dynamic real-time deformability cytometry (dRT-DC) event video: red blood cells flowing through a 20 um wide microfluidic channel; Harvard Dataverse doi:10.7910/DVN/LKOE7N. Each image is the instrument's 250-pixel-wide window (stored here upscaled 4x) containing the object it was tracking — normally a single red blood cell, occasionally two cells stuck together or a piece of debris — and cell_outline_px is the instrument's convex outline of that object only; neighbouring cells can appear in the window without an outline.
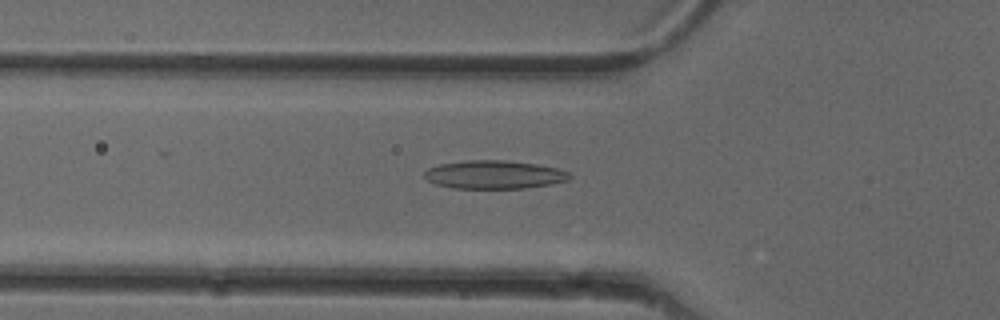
{"species": "common noctule bat (a hibernating species)", "species_latin": "Nyctalus noctula", "temperature_condition": "cold", "stored_images_in_passage": 26, "camera_frame_rate_fps": 3000, "um_per_image_px": 0.085, "animal": {"sex": "female"}, "frame": {"image": 1, "passage_image": 3, "time_ms": 0.667, "image_size_px": [1000, 320], "cell_outline_px": [[572, 176], [568, 180], [552, 184], [524, 188], [452, 188], [436, 184], [428, 180], [424, 176], [424, 172], [428, 168], [440, 164], [464, 160], [508, 160], [536, 164], [560, 168], [568, 172]], "centroid_in_image_um": [42.03, 14.83], "position_along_channel_um": 83.8, "area_um2": 24.1}}
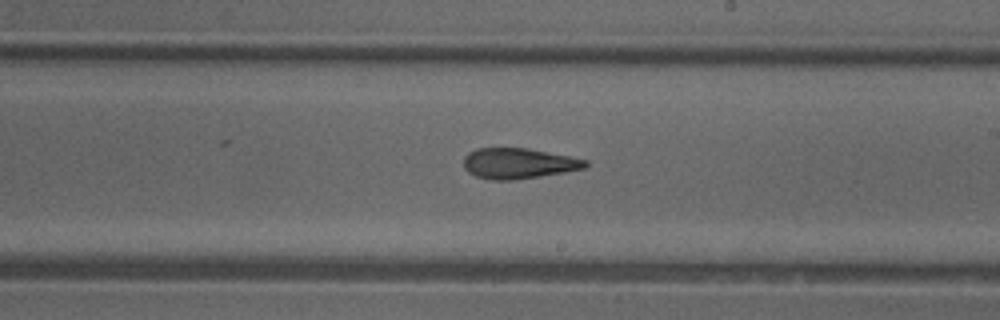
{"frame": {"image": 2, "passage_image": 15, "time_ms": 4.667, "image_size_px": [1000, 320], "cell_outline_px": [[588, 164], [584, 168], [564, 172], [516, 180], [492, 180], [476, 176], [468, 172], [464, 168], [464, 156], [468, 152], [476, 148], [528, 148], [588, 160]], "centroid_in_image_um": [44.04, 13.89], "position_along_channel_um": 245.0, "area_um2": 21.68}}
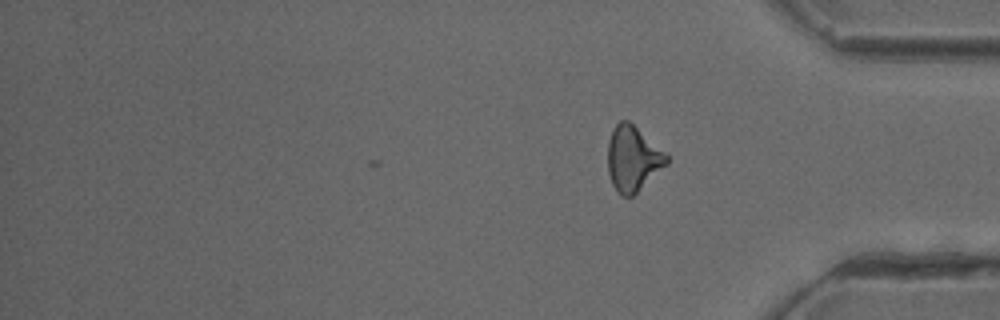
{"frame": {"image": 3, "passage_image": 26, "time_ms": 8.333, "image_size_px": [1000, 320], "cell_outline_px": [[668, 164], [632, 196], [620, 196], [616, 192], [612, 184], [608, 172], [608, 140], [612, 128], [620, 120], [628, 120], [664, 152], [668, 156]], "centroid_in_image_um": [53.76, 13.49], "position_along_channel_um": 381.4, "area_um2": 22.2}, "authors_computed_cell_mechanics": {"area_um2": 22.1374, "velocity_mm_per_s": 3.9975, "shape_relaxation_time_tau1_ms": null, "shape_relaxation_time_tau2_ms": 4.1812, "deformation_change_tau1": null, "deformation_change_tau2": 0.1334}}